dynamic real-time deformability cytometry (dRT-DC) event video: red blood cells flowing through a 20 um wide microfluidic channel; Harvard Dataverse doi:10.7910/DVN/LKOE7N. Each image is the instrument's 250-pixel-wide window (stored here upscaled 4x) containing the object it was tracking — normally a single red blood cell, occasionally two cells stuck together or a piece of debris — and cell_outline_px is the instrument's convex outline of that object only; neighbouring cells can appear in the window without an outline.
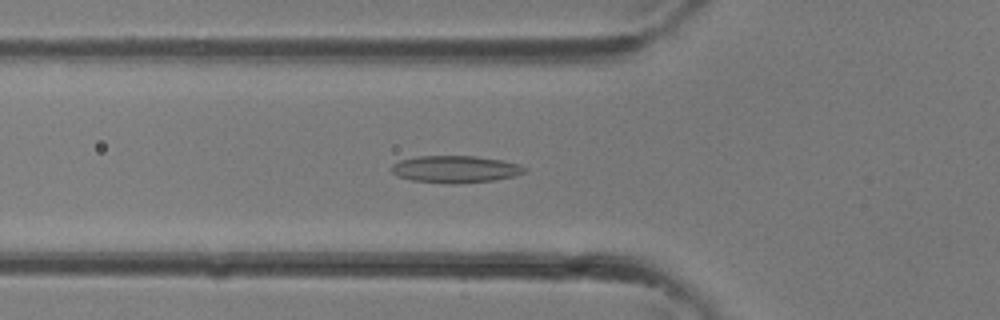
{"species": "common noctule bat (a hibernating species)", "species_latin": "Nyctalus noctula", "temperature_condition": "room temperature", "stored_images_in_passage": 25, "segment_of_instrument_passage": [1, 2], "camera_frame_rate_fps": 3000, "um_per_image_px": 0.085, "animal": {"sex": "female"}, "frame": {"image": 1, "passage_image": 2, "time_ms": 0.333, "image_size_px": [1000, 320], "cell_outline_px": [[528, 172], [516, 176], [496, 180], [456, 184], [412, 180], [396, 176], [392, 172], [392, 164], [400, 160], [416, 156], [476, 156], [500, 160], [520, 164]], "centroid_in_image_um": [38.72, 14.38], "position_along_channel_um": 87.1, "area_um2": 21.1}}
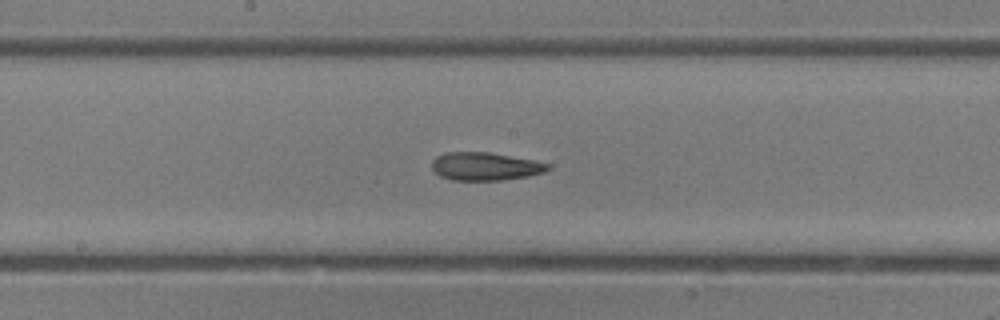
{"frame": {"image": 2, "passage_image": 8, "time_ms": 2.333, "image_size_px": [1000, 320], "cell_outline_px": [[552, 168], [544, 172], [528, 176], [504, 180], [452, 180], [440, 176], [432, 168], [432, 160], [436, 156], [444, 152], [488, 152], [532, 160], [548, 164]], "centroid_in_image_um": [41.22, 14.14], "position_along_channel_um": 207.0, "area_um2": 18.9}}
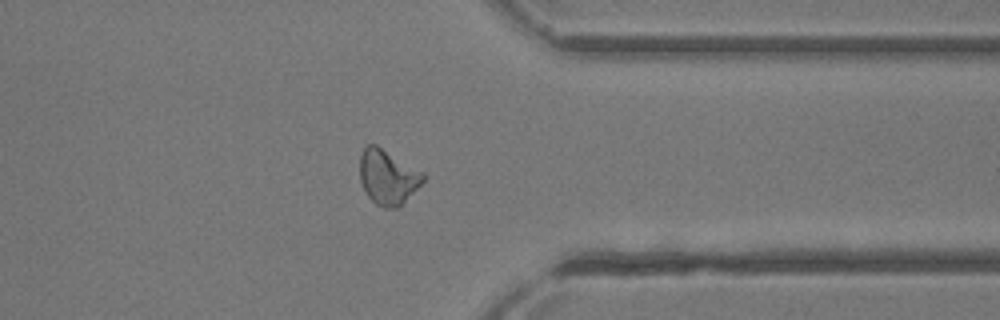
{"frame": {"image": 3, "passage_image": 17, "time_ms": 5.333, "image_size_px": [1000, 320], "cell_outline_px": [[424, 180], [396, 208], [384, 208], [376, 204], [368, 196], [360, 180], [360, 156], [364, 148], [368, 144], [376, 144], [424, 172]], "centroid_in_image_um": [32.94, 15.02], "position_along_channel_um": 378.5, "area_um2": 19.88}}